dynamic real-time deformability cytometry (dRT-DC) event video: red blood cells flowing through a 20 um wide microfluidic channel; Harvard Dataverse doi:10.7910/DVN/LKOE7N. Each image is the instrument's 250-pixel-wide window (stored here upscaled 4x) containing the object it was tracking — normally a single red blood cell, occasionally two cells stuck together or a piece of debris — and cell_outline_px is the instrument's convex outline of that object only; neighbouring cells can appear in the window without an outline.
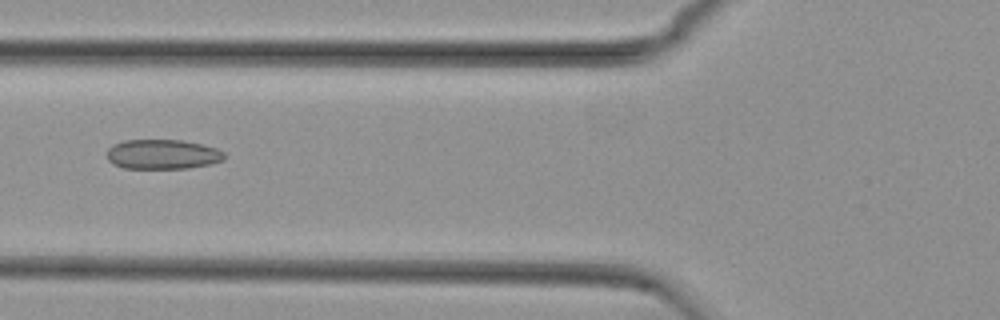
{"species": "common noctule bat (a hibernating species)", "species_latin": "Nyctalus noctula", "temperature_condition": "cold", "stored_images_in_passage": 55, "camera_frame_rate_fps": 3000, "um_per_image_px": 0.085, "animal": {"sex": "female", "body_mass_g": 29.2, "forearm_length_mm": 56.3}, "frame": {"image": 1, "passage_image": 21, "time_ms": 6.667, "image_size_px": [1000, 320], "cell_outline_px": [[224, 160], [212, 164], [188, 168], [124, 168], [112, 164], [108, 160], [108, 148], [112, 144], [124, 140], [180, 140], [204, 144], [216, 148], [224, 152]], "centroid_in_image_um": [13.82, 13.11], "position_along_channel_um": 112.0, "area_um2": 20.46}}
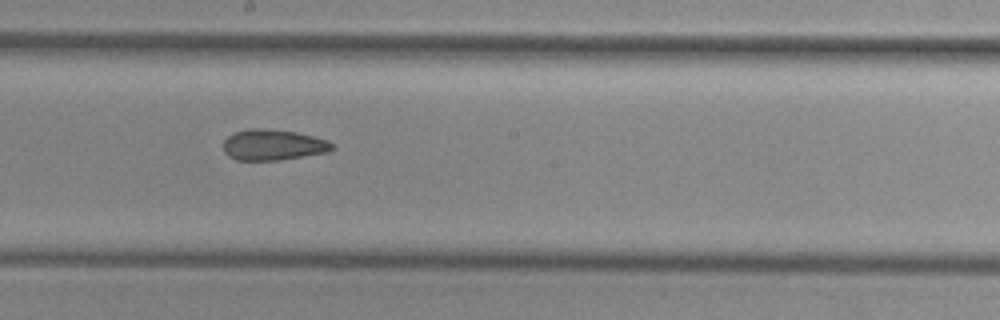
{"frame": {"image": 2, "passage_image": 30, "time_ms": 9.667, "image_size_px": [1000, 320], "cell_outline_px": [[332, 148], [328, 152], [280, 160], [236, 160], [228, 156], [224, 152], [224, 140], [232, 132], [248, 128], [264, 128], [296, 132], [328, 140], [332, 144]], "centroid_in_image_um": [23.17, 12.31], "position_along_channel_um": 225.0, "area_um2": 19.59}}
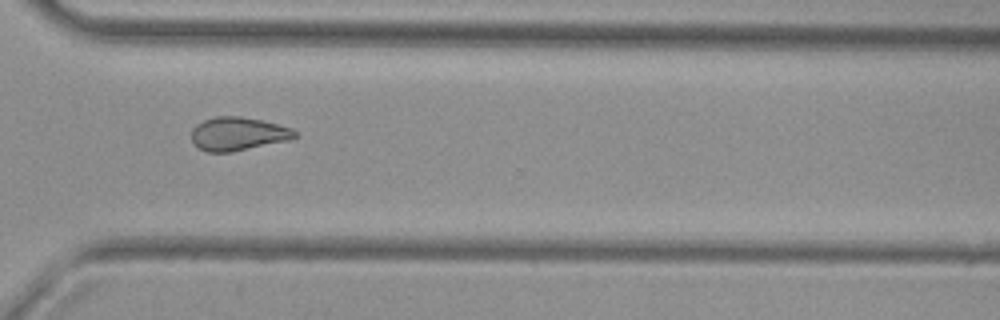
{"frame": {"image": 3, "passage_image": 40, "time_ms": 13.0, "image_size_px": [1000, 320], "cell_outline_px": [[296, 136], [292, 140], [232, 152], [208, 152], [200, 148], [192, 140], [192, 128], [196, 124], [204, 120], [216, 116], [240, 116], [260, 120], [292, 128], [296, 132]], "centroid_in_image_um": [20.25, 11.38], "position_along_channel_um": 350.4, "area_um2": 20.11}, "authors_computed_cell_mechanics": {"area_um2": 20.6924, "velocity_mm_per_s": 3.7609, "shape_relaxation_time_tau1_ms": null, "shape_relaxation_time_tau2_ms": 3.0141, "deformation_change_tau1": null, "deformation_change_tau2": 0.095}}